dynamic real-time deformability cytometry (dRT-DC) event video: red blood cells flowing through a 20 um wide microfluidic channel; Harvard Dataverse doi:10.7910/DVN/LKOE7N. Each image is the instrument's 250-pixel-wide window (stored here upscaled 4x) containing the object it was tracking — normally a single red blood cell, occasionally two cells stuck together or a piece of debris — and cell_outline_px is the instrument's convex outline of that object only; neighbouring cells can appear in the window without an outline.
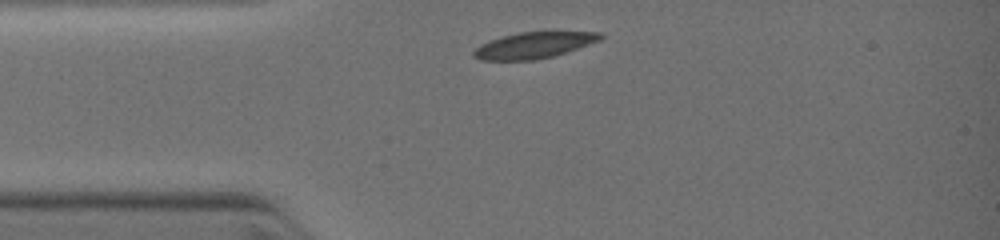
{"species": "common noctule bat (a hibernating species)", "species_latin": "Nyctalus noctula", "temperature_condition": "warm", "stored_images_in_passage": 2, "camera_frame_rate_fps": 3000, "um_per_image_px": 0.085, "animal": {"sex": "female", "body_mass_g": 19.0, "forearm_length_mm": 51.5}, "frame": {"image": 1, "passage_image": 1, "time_ms": 0.0, "image_size_px": [1000, 240], "cell_outline_px": [[604, 36], [600, 40], [552, 56], [532, 60], [480, 60], [472, 56], [472, 52], [480, 44], [488, 40], [500, 36], [520, 32], [604, 32]], "centroid_in_image_um": [45.31, 3.84], "position_along_channel_um": 39.7, "area_um2": 19.19}}